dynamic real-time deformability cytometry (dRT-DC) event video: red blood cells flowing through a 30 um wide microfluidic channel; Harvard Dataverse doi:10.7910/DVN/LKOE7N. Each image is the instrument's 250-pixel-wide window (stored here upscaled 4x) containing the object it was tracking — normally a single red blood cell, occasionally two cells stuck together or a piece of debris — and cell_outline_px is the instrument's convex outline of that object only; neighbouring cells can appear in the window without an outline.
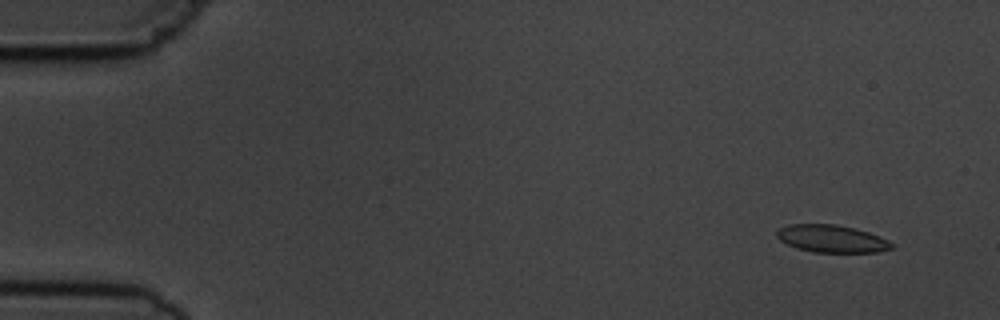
{"species": "common noctule bat (a hibernating species)", "species_latin": "Nyctalus noctula", "temperature_condition": "cold", "stored_images_in_passage": 6, "camera_frame_rate_fps": 3000, "um_per_image_px": 0.085, "animal": {"sex": "male", "body_mass_g": 19.5, "forearm_length_mm": 54.6}, "frame": {"image": 1, "passage_image": 2, "time_ms": 1.0, "image_size_px": [1000, 320], "cell_outline_px": [[896, 248], [876, 252], [812, 252], [796, 248], [780, 240], [776, 236], [776, 232], [780, 228], [788, 224], [836, 224], [868, 232], [880, 236], [896, 244]], "centroid_in_image_um": [70.73, 20.29], "position_along_channel_um": 14.3, "area_um2": 18.5}}
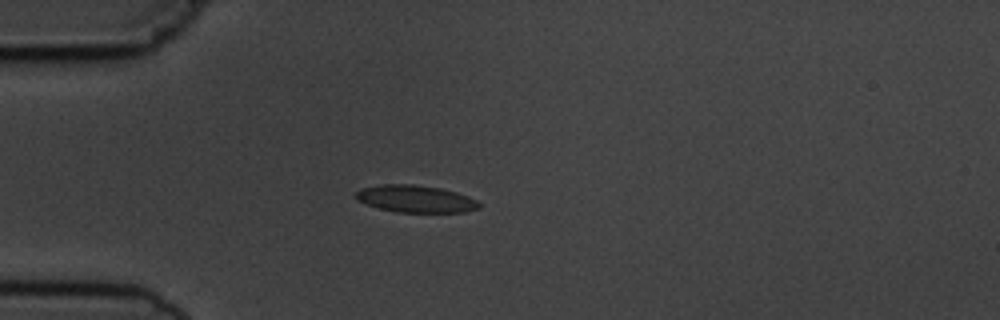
{"frame": {"image": 2, "passage_image": 5, "time_ms": 4.667, "image_size_px": [1000, 320], "cell_outline_px": [[480, 208], [464, 212], [396, 212], [380, 208], [368, 204], [360, 200], [356, 196], [356, 192], [360, 188], [380, 184], [412, 184], [440, 188], [456, 192], [468, 196], [476, 200], [480, 204]], "centroid_in_image_um": [35.35, 16.89], "position_along_channel_um": 49.7, "area_um2": 19.36}}